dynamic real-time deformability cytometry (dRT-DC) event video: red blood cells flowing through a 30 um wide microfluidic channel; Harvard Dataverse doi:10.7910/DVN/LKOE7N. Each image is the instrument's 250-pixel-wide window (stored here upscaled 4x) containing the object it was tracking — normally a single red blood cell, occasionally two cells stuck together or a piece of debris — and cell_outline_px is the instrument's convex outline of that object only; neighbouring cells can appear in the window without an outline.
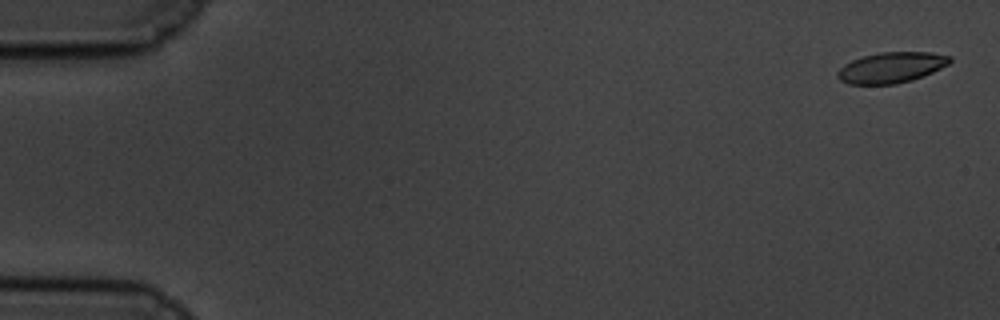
{"species": "common noctule bat (a hibernating species)", "species_latin": "Nyctalus noctula", "temperature_condition": "cold", "stored_images_in_passage": 59, "camera_frame_rate_fps": 3000, "um_per_image_px": 0.085, "animal": {"sex": "male", "body_mass_g": 19.5, "forearm_length_mm": 54.6}, "frame": {"image": 1, "passage_image": 2, "time_ms": 0.333, "image_size_px": [1000, 320], "cell_outline_px": [[952, 60], [948, 64], [932, 72], [912, 80], [896, 84], [848, 84], [840, 80], [836, 76], [836, 72], [844, 64], [852, 60], [864, 56], [880, 52], [928, 52], [952, 56]], "centroid_in_image_um": [75.74, 5.74], "position_along_channel_um": 9.3, "area_um2": 20.06}}
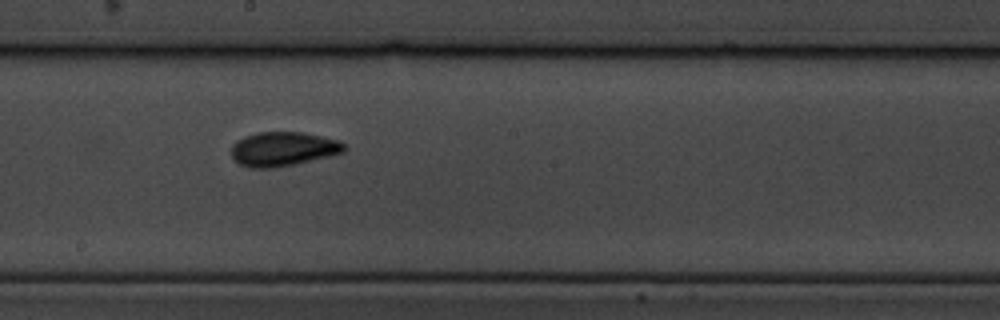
{"frame": {"image": 2, "passage_image": 33, "time_ms": 10.667, "image_size_px": [1000, 320], "cell_outline_px": [[348, 148], [344, 152], [276, 168], [248, 168], [240, 164], [232, 156], [232, 144], [236, 140], [244, 136], [260, 132], [300, 132], [340, 140]], "centroid_in_image_um": [24.05, 12.66], "position_along_channel_um": 224.2, "area_um2": 22.43}}
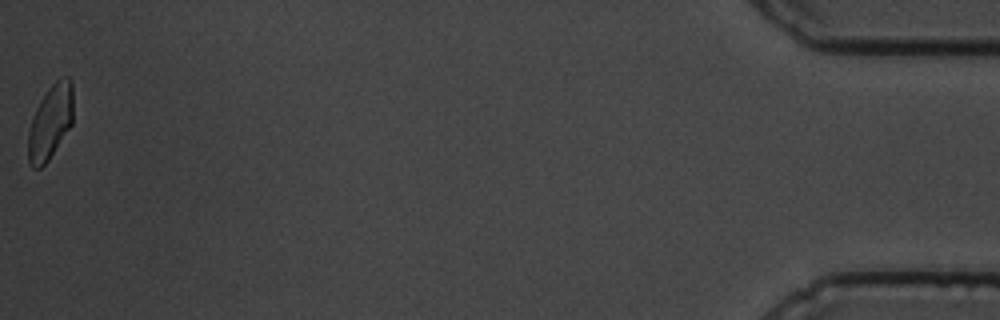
{"frame": {"image": 3, "passage_image": 59, "time_ms": 19.333, "image_size_px": [1000, 320], "cell_outline_px": [[72, 124], [48, 160], [40, 168], [32, 168], [28, 160], [28, 132], [36, 108], [40, 100], [48, 88], [56, 80], [64, 76], [68, 76], [72, 80]], "centroid_in_image_um": [4.28, 10.35], "position_along_channel_um": 430.9, "area_um2": 19.36}, "authors_computed_cell_mechanics": {"area_um2": 20.4034, "velocity_mm_per_s": 3.4535, "shape_relaxation_time_tau1_ms": 4.6372, "shape_relaxation_time_tau2_ms": 2.3151, "deformation_change_tau1": 0.1146, "deformation_change_tau2": 0.0583}}